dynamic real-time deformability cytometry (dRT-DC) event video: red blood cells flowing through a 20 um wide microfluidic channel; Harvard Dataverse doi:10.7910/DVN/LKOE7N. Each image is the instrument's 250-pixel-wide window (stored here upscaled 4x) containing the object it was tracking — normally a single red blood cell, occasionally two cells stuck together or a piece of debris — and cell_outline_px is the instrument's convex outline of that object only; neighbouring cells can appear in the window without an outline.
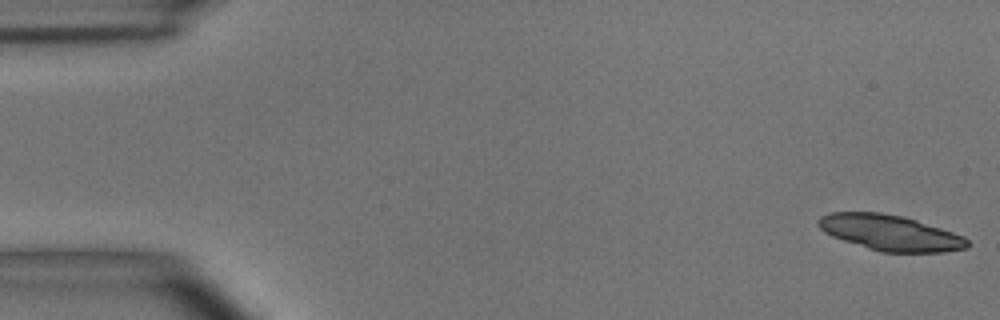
{"species": "common noctule bat (a hibernating species)", "species_latin": "Nyctalus noctula", "temperature_condition": "room temperature", "stored_images_in_passage": 18, "camera_frame_rate_fps": 3000, "um_per_image_px": 0.085, "animal": {"sex": "male", "body_mass_g": 15.6}, "frame": {"image": 1, "passage_image": 1, "time_ms": 0.0, "image_size_px": [1000, 320], "cell_outline_px": [[968, 248], [944, 252], [880, 252], [832, 236], [824, 232], [816, 224], [816, 220], [820, 216], [828, 212], [880, 212], [904, 216], [964, 236], [968, 240]], "centroid_in_image_um": [75.63, 19.77], "position_along_channel_um": 9.4, "area_um2": 30.92}}